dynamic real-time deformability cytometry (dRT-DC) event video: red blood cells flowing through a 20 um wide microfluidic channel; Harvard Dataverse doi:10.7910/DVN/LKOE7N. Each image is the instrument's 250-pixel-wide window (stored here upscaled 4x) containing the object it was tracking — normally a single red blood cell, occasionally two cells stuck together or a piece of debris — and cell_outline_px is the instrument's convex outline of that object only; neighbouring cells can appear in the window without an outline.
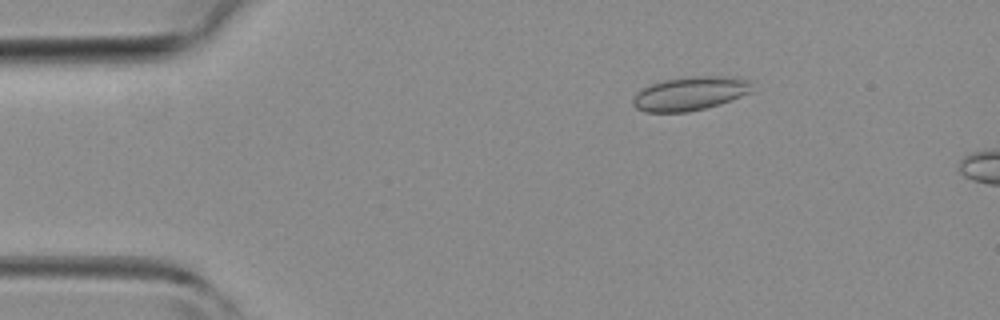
{"species": "common noctule bat (a hibernating species)", "species_latin": "Nyctalus noctula", "temperature_condition": "room temperature", "stored_images_in_passage": 12, "camera_frame_rate_fps": 3000, "um_per_image_px": 0.085, "animal": {"sex": "female", "body_mass_g": 19.3, "forearm_length_mm": 54.1}, "frame": {"image": 1, "passage_image": 7, "time_ms": 2.0, "image_size_px": [1000, 320], "cell_outline_px": [[752, 92], [732, 100], [720, 104], [688, 112], [644, 112], [636, 108], [632, 104], [632, 100], [636, 92], [652, 84], [664, 80], [692, 76], [724, 76], [748, 80]], "centroid_in_image_um": [58.62, 7.96], "position_along_channel_um": 26.4, "area_um2": 23.29}}